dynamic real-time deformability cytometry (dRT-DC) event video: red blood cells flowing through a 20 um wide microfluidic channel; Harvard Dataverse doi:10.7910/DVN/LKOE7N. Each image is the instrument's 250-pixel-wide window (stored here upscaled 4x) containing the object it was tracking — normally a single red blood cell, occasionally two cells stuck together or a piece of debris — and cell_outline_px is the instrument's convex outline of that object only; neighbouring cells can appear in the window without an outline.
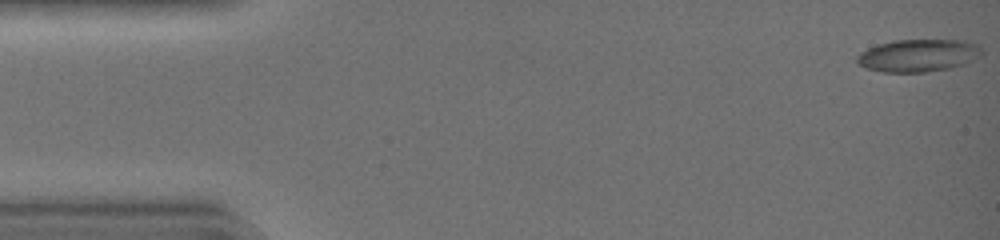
{"species": "common noctule bat (a hibernating species)", "species_latin": "Nyctalus noctula", "temperature_condition": "warm", "stored_images_in_passage": 43, "camera_frame_rate_fps": 3000, "um_per_image_px": 0.085, "animal": {"sex": "female", "body_mass_g": 19.0, "forearm_length_mm": 51.5}, "frame": {"image": 1, "passage_image": 1, "time_ms": 0.0, "image_size_px": [1000, 240], "cell_outline_px": [[984, 52], [980, 56], [964, 64], [948, 68], [924, 72], [880, 72], [864, 68], [856, 60], [856, 56], [860, 52], [876, 44], [892, 40], [964, 40], [980, 44]], "centroid_in_image_um": [78.05, 4.7], "position_along_channel_um": 6.9, "area_um2": 23.93}}
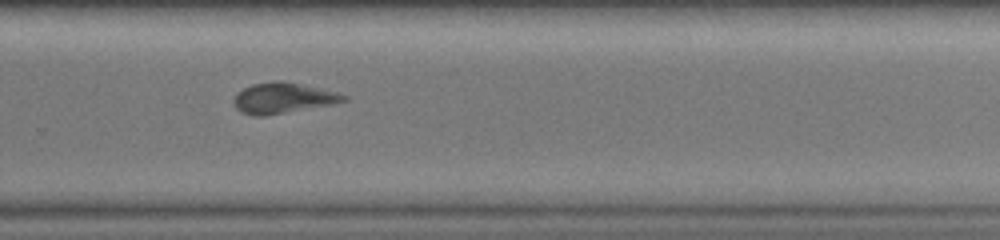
{"frame": {"image": 2, "passage_image": 30, "time_ms": 9.667, "image_size_px": [1000, 240], "cell_outline_px": [[348, 100], [332, 104], [264, 116], [252, 116], [240, 112], [236, 108], [232, 100], [236, 92], [252, 84], [276, 80], [280, 80], [340, 92], [348, 96]], "centroid_in_image_um": [24.03, 8.33], "position_along_channel_um": 305.8, "area_um2": 19.77}}
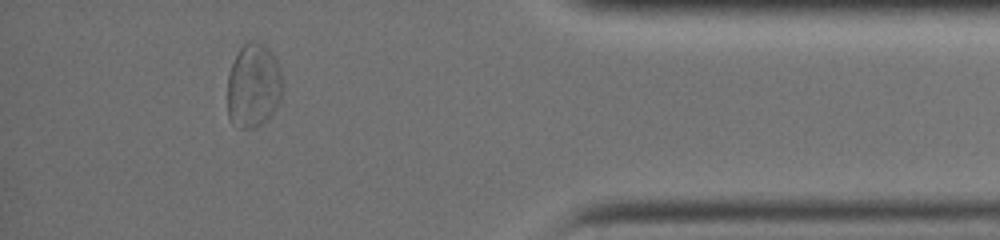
{"frame": {"image": 3, "passage_image": 39, "time_ms": 12.667, "image_size_px": [1000, 240], "cell_outline_px": [[280, 100], [272, 112], [264, 120], [252, 128], [240, 128], [232, 124], [228, 116], [228, 76], [232, 64], [244, 40], [256, 40], [268, 44], [276, 60], [280, 72]], "centroid_in_image_um": [21.51, 7.21], "position_along_channel_um": 413.7, "area_um2": 26.88}, "authors_computed_cell_mechanics": {"area_um2": 20.4034, "velocity_mm_per_s": 4.4605, "shape_relaxation_time_tau1_ms": 5.3786, "shape_relaxation_time_tau2_ms": 2.7291, "deformation_change_tau1": 0.1837, "deformation_change_tau2": 0.0957}}